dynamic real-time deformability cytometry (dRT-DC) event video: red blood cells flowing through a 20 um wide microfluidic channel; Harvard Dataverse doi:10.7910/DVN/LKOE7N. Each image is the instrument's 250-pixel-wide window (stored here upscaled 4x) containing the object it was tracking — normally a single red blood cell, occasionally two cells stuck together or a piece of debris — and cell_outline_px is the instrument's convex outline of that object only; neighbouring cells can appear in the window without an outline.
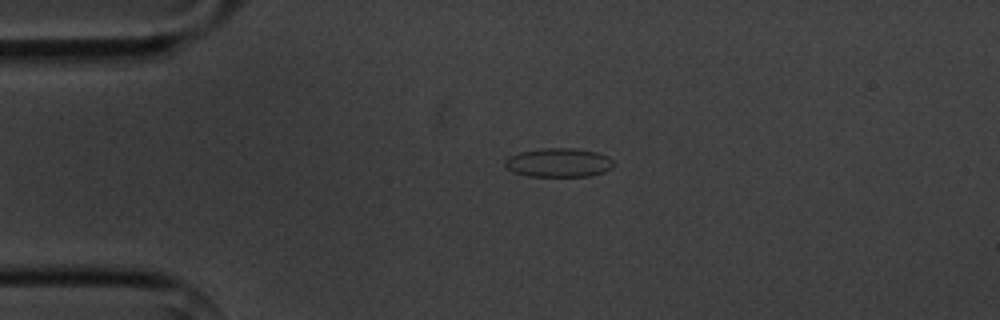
{"species": "common noctule bat (a hibernating species)", "species_latin": "Nyctalus noctula", "temperature_condition": "cold", "stored_images_in_passage": 3, "camera_frame_rate_fps": 3000, "um_per_image_px": 0.085, "animal": {"sex": "male", "body_mass_g": 20.1, "forearm_length_mm": 53.5}, "frame": {"image": 1, "passage_image": 1, "time_ms": 0.0, "image_size_px": [1000, 320], "cell_outline_px": [[612, 168], [604, 172], [588, 176], [528, 176], [512, 172], [504, 164], [504, 160], [508, 156], [520, 152], [544, 148], [576, 148], [596, 152], [608, 156], [612, 160]], "centroid_in_image_um": [47.46, 13.82], "position_along_channel_um": 37.5, "area_um2": 18.32}}